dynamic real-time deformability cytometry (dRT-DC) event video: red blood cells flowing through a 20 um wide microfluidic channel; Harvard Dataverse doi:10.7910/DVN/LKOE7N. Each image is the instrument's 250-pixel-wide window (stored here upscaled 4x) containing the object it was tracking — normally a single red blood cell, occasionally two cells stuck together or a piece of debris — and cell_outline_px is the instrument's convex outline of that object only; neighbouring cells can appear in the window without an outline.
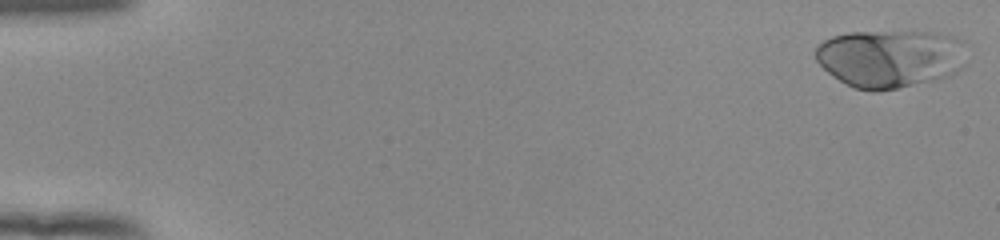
{"species": "human", "species_latin": "Homo sapiens", "temperature_condition": "room temperature", "stored_images_in_passage": 53, "camera_frame_rate_fps": 3000, "um_per_image_px": 0.085, "donor": {"sex": "female"}, "frame": {"image": 1, "passage_image": 1, "time_ms": 0.0, "image_size_px": [1000, 240], "cell_outline_px": [[964, 64], [956, 72], [948, 76], [936, 80], [876, 92], [872, 92], [856, 88], [832, 76], [816, 60], [816, 48], [824, 40], [832, 36], [848, 32], [940, 32], [956, 36], [960, 40]], "centroid_in_image_um": [75.65, 4.96], "position_along_channel_um": 9.4, "area_um2": 50.92}}
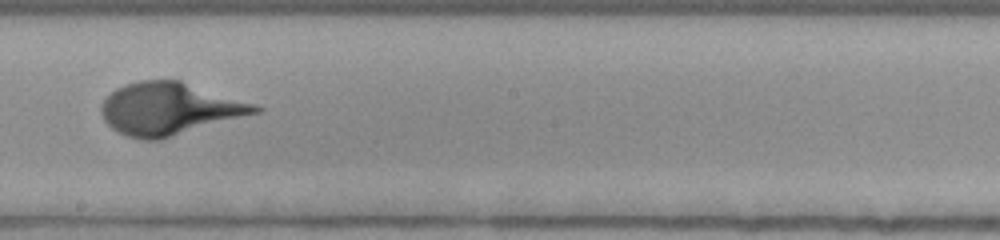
{"frame": {"image": 2, "passage_image": 31, "time_ms": 10.0, "image_size_px": [1000, 240], "cell_outline_px": [[264, 108], [260, 112], [160, 140], [140, 140], [128, 136], [112, 128], [104, 120], [100, 112], [100, 108], [104, 100], [116, 88], [124, 84], [140, 80], [180, 80], [256, 104]], "centroid_in_image_um": [14.4, 9.25], "position_along_channel_um": 233.8, "area_um2": 46.82}}
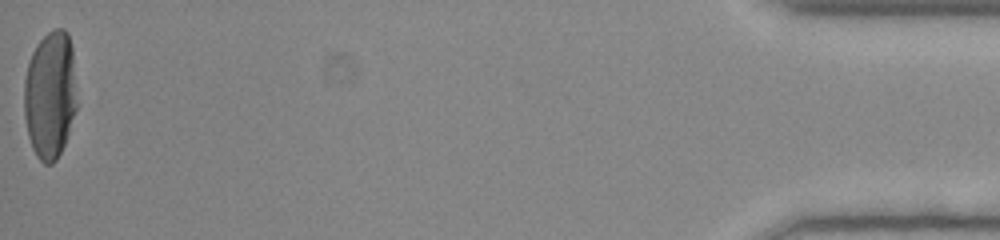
{"frame": {"image": 3, "passage_image": 53, "time_ms": 17.333, "image_size_px": [1000, 240], "cell_outline_px": [[76, 108], [64, 144], [56, 160], [52, 164], [44, 164], [36, 156], [32, 148], [28, 136], [24, 116], [24, 80], [28, 64], [32, 52], [36, 44], [52, 28], [64, 28], [68, 32], [72, 48], [76, 104]], "centroid_in_image_um": [4.24, 8.05], "position_along_channel_um": 431.0, "area_um2": 39.3}}